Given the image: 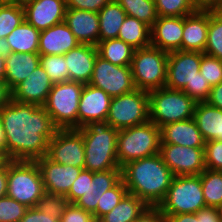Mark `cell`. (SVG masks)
I'll list each match as a JSON object with an SVG mask.
<instances>
[{
  "instance_id": "29",
  "label": "cell",
  "mask_w": 222,
  "mask_h": 222,
  "mask_svg": "<svg viewBox=\"0 0 222 222\" xmlns=\"http://www.w3.org/2000/svg\"><path fill=\"white\" fill-rule=\"evenodd\" d=\"M147 207L136 195L127 193L117 206L97 222H134Z\"/></svg>"
},
{
  "instance_id": "18",
  "label": "cell",
  "mask_w": 222,
  "mask_h": 222,
  "mask_svg": "<svg viewBox=\"0 0 222 222\" xmlns=\"http://www.w3.org/2000/svg\"><path fill=\"white\" fill-rule=\"evenodd\" d=\"M53 87L48 74L38 65L37 68L11 91V99L20 103L44 106Z\"/></svg>"
},
{
  "instance_id": "22",
  "label": "cell",
  "mask_w": 222,
  "mask_h": 222,
  "mask_svg": "<svg viewBox=\"0 0 222 222\" xmlns=\"http://www.w3.org/2000/svg\"><path fill=\"white\" fill-rule=\"evenodd\" d=\"M209 27V10H197L183 17L181 51L204 53Z\"/></svg>"
},
{
  "instance_id": "11",
  "label": "cell",
  "mask_w": 222,
  "mask_h": 222,
  "mask_svg": "<svg viewBox=\"0 0 222 222\" xmlns=\"http://www.w3.org/2000/svg\"><path fill=\"white\" fill-rule=\"evenodd\" d=\"M203 53L173 51L168 54L167 81L165 87L182 90L194 100V80L200 71Z\"/></svg>"
},
{
  "instance_id": "25",
  "label": "cell",
  "mask_w": 222,
  "mask_h": 222,
  "mask_svg": "<svg viewBox=\"0 0 222 222\" xmlns=\"http://www.w3.org/2000/svg\"><path fill=\"white\" fill-rule=\"evenodd\" d=\"M80 42L65 22L40 32L39 55H64L77 47Z\"/></svg>"
},
{
  "instance_id": "62",
  "label": "cell",
  "mask_w": 222,
  "mask_h": 222,
  "mask_svg": "<svg viewBox=\"0 0 222 222\" xmlns=\"http://www.w3.org/2000/svg\"><path fill=\"white\" fill-rule=\"evenodd\" d=\"M219 211H220V215L222 216V204H221V206L219 207Z\"/></svg>"
},
{
  "instance_id": "17",
  "label": "cell",
  "mask_w": 222,
  "mask_h": 222,
  "mask_svg": "<svg viewBox=\"0 0 222 222\" xmlns=\"http://www.w3.org/2000/svg\"><path fill=\"white\" fill-rule=\"evenodd\" d=\"M23 9L25 21L41 32L64 22L66 0H35Z\"/></svg>"
},
{
  "instance_id": "23",
  "label": "cell",
  "mask_w": 222,
  "mask_h": 222,
  "mask_svg": "<svg viewBox=\"0 0 222 222\" xmlns=\"http://www.w3.org/2000/svg\"><path fill=\"white\" fill-rule=\"evenodd\" d=\"M64 22L80 44L96 46L99 43L98 13L87 10L66 9Z\"/></svg>"
},
{
  "instance_id": "9",
  "label": "cell",
  "mask_w": 222,
  "mask_h": 222,
  "mask_svg": "<svg viewBox=\"0 0 222 222\" xmlns=\"http://www.w3.org/2000/svg\"><path fill=\"white\" fill-rule=\"evenodd\" d=\"M84 83L67 81L53 84L44 105L58 129H78L79 101Z\"/></svg>"
},
{
  "instance_id": "3",
  "label": "cell",
  "mask_w": 222,
  "mask_h": 222,
  "mask_svg": "<svg viewBox=\"0 0 222 222\" xmlns=\"http://www.w3.org/2000/svg\"><path fill=\"white\" fill-rule=\"evenodd\" d=\"M79 130L84 140V169L91 172L121 169L116 155L118 129L107 121H97Z\"/></svg>"
},
{
  "instance_id": "44",
  "label": "cell",
  "mask_w": 222,
  "mask_h": 222,
  "mask_svg": "<svg viewBox=\"0 0 222 222\" xmlns=\"http://www.w3.org/2000/svg\"><path fill=\"white\" fill-rule=\"evenodd\" d=\"M60 222H96L93 214L69 203L66 207Z\"/></svg>"
},
{
  "instance_id": "36",
  "label": "cell",
  "mask_w": 222,
  "mask_h": 222,
  "mask_svg": "<svg viewBox=\"0 0 222 222\" xmlns=\"http://www.w3.org/2000/svg\"><path fill=\"white\" fill-rule=\"evenodd\" d=\"M24 20L23 6L17 3L0 5V38H6Z\"/></svg>"
},
{
  "instance_id": "5",
  "label": "cell",
  "mask_w": 222,
  "mask_h": 222,
  "mask_svg": "<svg viewBox=\"0 0 222 222\" xmlns=\"http://www.w3.org/2000/svg\"><path fill=\"white\" fill-rule=\"evenodd\" d=\"M45 193L36 161H8L7 196L31 208Z\"/></svg>"
},
{
  "instance_id": "34",
  "label": "cell",
  "mask_w": 222,
  "mask_h": 222,
  "mask_svg": "<svg viewBox=\"0 0 222 222\" xmlns=\"http://www.w3.org/2000/svg\"><path fill=\"white\" fill-rule=\"evenodd\" d=\"M128 16L143 21L150 27L158 19L154 0H114Z\"/></svg>"
},
{
  "instance_id": "40",
  "label": "cell",
  "mask_w": 222,
  "mask_h": 222,
  "mask_svg": "<svg viewBox=\"0 0 222 222\" xmlns=\"http://www.w3.org/2000/svg\"><path fill=\"white\" fill-rule=\"evenodd\" d=\"M69 201L65 196L45 193L36 204V208L52 218L61 219Z\"/></svg>"
},
{
  "instance_id": "51",
  "label": "cell",
  "mask_w": 222,
  "mask_h": 222,
  "mask_svg": "<svg viewBox=\"0 0 222 222\" xmlns=\"http://www.w3.org/2000/svg\"><path fill=\"white\" fill-rule=\"evenodd\" d=\"M210 106L222 110V82L218 85L212 86L209 98L206 101Z\"/></svg>"
},
{
  "instance_id": "1",
  "label": "cell",
  "mask_w": 222,
  "mask_h": 222,
  "mask_svg": "<svg viewBox=\"0 0 222 222\" xmlns=\"http://www.w3.org/2000/svg\"><path fill=\"white\" fill-rule=\"evenodd\" d=\"M9 160L36 161L46 156L57 131L44 106L10 100L0 109Z\"/></svg>"
},
{
  "instance_id": "45",
  "label": "cell",
  "mask_w": 222,
  "mask_h": 222,
  "mask_svg": "<svg viewBox=\"0 0 222 222\" xmlns=\"http://www.w3.org/2000/svg\"><path fill=\"white\" fill-rule=\"evenodd\" d=\"M113 0H66V9L87 10L98 13Z\"/></svg>"
},
{
  "instance_id": "41",
  "label": "cell",
  "mask_w": 222,
  "mask_h": 222,
  "mask_svg": "<svg viewBox=\"0 0 222 222\" xmlns=\"http://www.w3.org/2000/svg\"><path fill=\"white\" fill-rule=\"evenodd\" d=\"M199 72L211 87L218 85L222 82V60L203 53Z\"/></svg>"
},
{
  "instance_id": "20",
  "label": "cell",
  "mask_w": 222,
  "mask_h": 222,
  "mask_svg": "<svg viewBox=\"0 0 222 222\" xmlns=\"http://www.w3.org/2000/svg\"><path fill=\"white\" fill-rule=\"evenodd\" d=\"M183 17H158L151 26V46L167 53L181 51Z\"/></svg>"
},
{
  "instance_id": "6",
  "label": "cell",
  "mask_w": 222,
  "mask_h": 222,
  "mask_svg": "<svg viewBox=\"0 0 222 222\" xmlns=\"http://www.w3.org/2000/svg\"><path fill=\"white\" fill-rule=\"evenodd\" d=\"M196 102L182 90L163 87L149 92L150 121L159 128L193 118Z\"/></svg>"
},
{
  "instance_id": "46",
  "label": "cell",
  "mask_w": 222,
  "mask_h": 222,
  "mask_svg": "<svg viewBox=\"0 0 222 222\" xmlns=\"http://www.w3.org/2000/svg\"><path fill=\"white\" fill-rule=\"evenodd\" d=\"M87 188V169H82L78 178L72 184L68 194L65 196L69 203L74 204L84 195Z\"/></svg>"
},
{
  "instance_id": "54",
  "label": "cell",
  "mask_w": 222,
  "mask_h": 222,
  "mask_svg": "<svg viewBox=\"0 0 222 222\" xmlns=\"http://www.w3.org/2000/svg\"><path fill=\"white\" fill-rule=\"evenodd\" d=\"M8 187V163L0 168V198L6 196Z\"/></svg>"
},
{
  "instance_id": "14",
  "label": "cell",
  "mask_w": 222,
  "mask_h": 222,
  "mask_svg": "<svg viewBox=\"0 0 222 222\" xmlns=\"http://www.w3.org/2000/svg\"><path fill=\"white\" fill-rule=\"evenodd\" d=\"M159 154L174 176L200 175L206 169L204 148L160 144Z\"/></svg>"
},
{
  "instance_id": "31",
  "label": "cell",
  "mask_w": 222,
  "mask_h": 222,
  "mask_svg": "<svg viewBox=\"0 0 222 222\" xmlns=\"http://www.w3.org/2000/svg\"><path fill=\"white\" fill-rule=\"evenodd\" d=\"M40 31L25 20L7 37L11 51L15 53H38Z\"/></svg>"
},
{
  "instance_id": "21",
  "label": "cell",
  "mask_w": 222,
  "mask_h": 222,
  "mask_svg": "<svg viewBox=\"0 0 222 222\" xmlns=\"http://www.w3.org/2000/svg\"><path fill=\"white\" fill-rule=\"evenodd\" d=\"M97 47L90 44H79L64 54L69 71V81L88 84L93 75Z\"/></svg>"
},
{
  "instance_id": "15",
  "label": "cell",
  "mask_w": 222,
  "mask_h": 222,
  "mask_svg": "<svg viewBox=\"0 0 222 222\" xmlns=\"http://www.w3.org/2000/svg\"><path fill=\"white\" fill-rule=\"evenodd\" d=\"M46 193L66 196L82 168L62 165L47 156L36 160Z\"/></svg>"
},
{
  "instance_id": "59",
  "label": "cell",
  "mask_w": 222,
  "mask_h": 222,
  "mask_svg": "<svg viewBox=\"0 0 222 222\" xmlns=\"http://www.w3.org/2000/svg\"><path fill=\"white\" fill-rule=\"evenodd\" d=\"M9 159L5 154V151H3L0 148V168L4 167L8 163Z\"/></svg>"
},
{
  "instance_id": "43",
  "label": "cell",
  "mask_w": 222,
  "mask_h": 222,
  "mask_svg": "<svg viewBox=\"0 0 222 222\" xmlns=\"http://www.w3.org/2000/svg\"><path fill=\"white\" fill-rule=\"evenodd\" d=\"M204 155L206 169L222 171V141L205 142Z\"/></svg>"
},
{
  "instance_id": "61",
  "label": "cell",
  "mask_w": 222,
  "mask_h": 222,
  "mask_svg": "<svg viewBox=\"0 0 222 222\" xmlns=\"http://www.w3.org/2000/svg\"><path fill=\"white\" fill-rule=\"evenodd\" d=\"M15 3V0H0V5H8Z\"/></svg>"
},
{
  "instance_id": "42",
  "label": "cell",
  "mask_w": 222,
  "mask_h": 222,
  "mask_svg": "<svg viewBox=\"0 0 222 222\" xmlns=\"http://www.w3.org/2000/svg\"><path fill=\"white\" fill-rule=\"evenodd\" d=\"M28 207L9 196L0 198V222H19Z\"/></svg>"
},
{
  "instance_id": "27",
  "label": "cell",
  "mask_w": 222,
  "mask_h": 222,
  "mask_svg": "<svg viewBox=\"0 0 222 222\" xmlns=\"http://www.w3.org/2000/svg\"><path fill=\"white\" fill-rule=\"evenodd\" d=\"M193 119L205 142L222 141V110L207 102H197Z\"/></svg>"
},
{
  "instance_id": "19",
  "label": "cell",
  "mask_w": 222,
  "mask_h": 222,
  "mask_svg": "<svg viewBox=\"0 0 222 222\" xmlns=\"http://www.w3.org/2000/svg\"><path fill=\"white\" fill-rule=\"evenodd\" d=\"M121 180V169H110L104 172L87 170V188L84 195L74 204L87 212L94 213L101 196Z\"/></svg>"
},
{
  "instance_id": "60",
  "label": "cell",
  "mask_w": 222,
  "mask_h": 222,
  "mask_svg": "<svg viewBox=\"0 0 222 222\" xmlns=\"http://www.w3.org/2000/svg\"><path fill=\"white\" fill-rule=\"evenodd\" d=\"M32 1H35V0H15V3H17V4L21 5V6H24L27 3H30Z\"/></svg>"
},
{
  "instance_id": "47",
  "label": "cell",
  "mask_w": 222,
  "mask_h": 222,
  "mask_svg": "<svg viewBox=\"0 0 222 222\" xmlns=\"http://www.w3.org/2000/svg\"><path fill=\"white\" fill-rule=\"evenodd\" d=\"M210 84L205 80L200 72H197V77L194 80V101L206 102L210 95Z\"/></svg>"
},
{
  "instance_id": "13",
  "label": "cell",
  "mask_w": 222,
  "mask_h": 222,
  "mask_svg": "<svg viewBox=\"0 0 222 222\" xmlns=\"http://www.w3.org/2000/svg\"><path fill=\"white\" fill-rule=\"evenodd\" d=\"M46 156L59 164L84 169V140L79 129H57L49 141Z\"/></svg>"
},
{
  "instance_id": "35",
  "label": "cell",
  "mask_w": 222,
  "mask_h": 222,
  "mask_svg": "<svg viewBox=\"0 0 222 222\" xmlns=\"http://www.w3.org/2000/svg\"><path fill=\"white\" fill-rule=\"evenodd\" d=\"M204 53L222 60V14L218 10H209V27Z\"/></svg>"
},
{
  "instance_id": "52",
  "label": "cell",
  "mask_w": 222,
  "mask_h": 222,
  "mask_svg": "<svg viewBox=\"0 0 222 222\" xmlns=\"http://www.w3.org/2000/svg\"><path fill=\"white\" fill-rule=\"evenodd\" d=\"M197 10H218L221 7L222 0H193Z\"/></svg>"
},
{
  "instance_id": "10",
  "label": "cell",
  "mask_w": 222,
  "mask_h": 222,
  "mask_svg": "<svg viewBox=\"0 0 222 222\" xmlns=\"http://www.w3.org/2000/svg\"><path fill=\"white\" fill-rule=\"evenodd\" d=\"M149 120V92L135 89L111 99L106 119L110 126L120 130Z\"/></svg>"
},
{
  "instance_id": "39",
  "label": "cell",
  "mask_w": 222,
  "mask_h": 222,
  "mask_svg": "<svg viewBox=\"0 0 222 222\" xmlns=\"http://www.w3.org/2000/svg\"><path fill=\"white\" fill-rule=\"evenodd\" d=\"M127 193L128 190L122 179L113 188L106 191L99 199L97 209L93 213L95 221L97 222L102 216L109 213Z\"/></svg>"
},
{
  "instance_id": "55",
  "label": "cell",
  "mask_w": 222,
  "mask_h": 222,
  "mask_svg": "<svg viewBox=\"0 0 222 222\" xmlns=\"http://www.w3.org/2000/svg\"><path fill=\"white\" fill-rule=\"evenodd\" d=\"M11 100V91L5 81H0V109Z\"/></svg>"
},
{
  "instance_id": "8",
  "label": "cell",
  "mask_w": 222,
  "mask_h": 222,
  "mask_svg": "<svg viewBox=\"0 0 222 222\" xmlns=\"http://www.w3.org/2000/svg\"><path fill=\"white\" fill-rule=\"evenodd\" d=\"M168 54L151 45L134 51L131 69L136 89L150 92L165 87Z\"/></svg>"
},
{
  "instance_id": "7",
  "label": "cell",
  "mask_w": 222,
  "mask_h": 222,
  "mask_svg": "<svg viewBox=\"0 0 222 222\" xmlns=\"http://www.w3.org/2000/svg\"><path fill=\"white\" fill-rule=\"evenodd\" d=\"M157 207L164 215L197 213L206 207L200 175L174 176Z\"/></svg>"
},
{
  "instance_id": "33",
  "label": "cell",
  "mask_w": 222,
  "mask_h": 222,
  "mask_svg": "<svg viewBox=\"0 0 222 222\" xmlns=\"http://www.w3.org/2000/svg\"><path fill=\"white\" fill-rule=\"evenodd\" d=\"M200 179L206 206L219 208L222 204V171L205 169Z\"/></svg>"
},
{
  "instance_id": "57",
  "label": "cell",
  "mask_w": 222,
  "mask_h": 222,
  "mask_svg": "<svg viewBox=\"0 0 222 222\" xmlns=\"http://www.w3.org/2000/svg\"><path fill=\"white\" fill-rule=\"evenodd\" d=\"M0 148L5 151V154L7 156V143H6V134L4 131V127L1 122L0 118Z\"/></svg>"
},
{
  "instance_id": "32",
  "label": "cell",
  "mask_w": 222,
  "mask_h": 222,
  "mask_svg": "<svg viewBox=\"0 0 222 222\" xmlns=\"http://www.w3.org/2000/svg\"><path fill=\"white\" fill-rule=\"evenodd\" d=\"M98 56L118 66H131L135 49L124 41L114 38L100 41L97 45Z\"/></svg>"
},
{
  "instance_id": "12",
  "label": "cell",
  "mask_w": 222,
  "mask_h": 222,
  "mask_svg": "<svg viewBox=\"0 0 222 222\" xmlns=\"http://www.w3.org/2000/svg\"><path fill=\"white\" fill-rule=\"evenodd\" d=\"M102 89L110 97H118L136 89L131 66H118L96 57L93 75L88 83Z\"/></svg>"
},
{
  "instance_id": "30",
  "label": "cell",
  "mask_w": 222,
  "mask_h": 222,
  "mask_svg": "<svg viewBox=\"0 0 222 222\" xmlns=\"http://www.w3.org/2000/svg\"><path fill=\"white\" fill-rule=\"evenodd\" d=\"M150 31L151 27L149 25L135 17L127 15L122 23L117 38L124 41L135 50L146 48L151 45Z\"/></svg>"
},
{
  "instance_id": "50",
  "label": "cell",
  "mask_w": 222,
  "mask_h": 222,
  "mask_svg": "<svg viewBox=\"0 0 222 222\" xmlns=\"http://www.w3.org/2000/svg\"><path fill=\"white\" fill-rule=\"evenodd\" d=\"M197 219L200 222H222L219 208L204 207L196 213Z\"/></svg>"
},
{
  "instance_id": "26",
  "label": "cell",
  "mask_w": 222,
  "mask_h": 222,
  "mask_svg": "<svg viewBox=\"0 0 222 222\" xmlns=\"http://www.w3.org/2000/svg\"><path fill=\"white\" fill-rule=\"evenodd\" d=\"M40 65L39 53L11 52L5 57V78L7 87L12 91Z\"/></svg>"
},
{
  "instance_id": "37",
  "label": "cell",
  "mask_w": 222,
  "mask_h": 222,
  "mask_svg": "<svg viewBox=\"0 0 222 222\" xmlns=\"http://www.w3.org/2000/svg\"><path fill=\"white\" fill-rule=\"evenodd\" d=\"M40 65L53 84L69 81V71L64 55H40Z\"/></svg>"
},
{
  "instance_id": "16",
  "label": "cell",
  "mask_w": 222,
  "mask_h": 222,
  "mask_svg": "<svg viewBox=\"0 0 222 222\" xmlns=\"http://www.w3.org/2000/svg\"><path fill=\"white\" fill-rule=\"evenodd\" d=\"M111 99L102 89L84 84L79 101L78 129L90 122L106 121Z\"/></svg>"
},
{
  "instance_id": "49",
  "label": "cell",
  "mask_w": 222,
  "mask_h": 222,
  "mask_svg": "<svg viewBox=\"0 0 222 222\" xmlns=\"http://www.w3.org/2000/svg\"><path fill=\"white\" fill-rule=\"evenodd\" d=\"M60 220L40 212L36 207H31L19 222H60Z\"/></svg>"
},
{
  "instance_id": "63",
  "label": "cell",
  "mask_w": 222,
  "mask_h": 222,
  "mask_svg": "<svg viewBox=\"0 0 222 222\" xmlns=\"http://www.w3.org/2000/svg\"><path fill=\"white\" fill-rule=\"evenodd\" d=\"M218 11L222 14V5H221V7L218 9Z\"/></svg>"
},
{
  "instance_id": "58",
  "label": "cell",
  "mask_w": 222,
  "mask_h": 222,
  "mask_svg": "<svg viewBox=\"0 0 222 222\" xmlns=\"http://www.w3.org/2000/svg\"><path fill=\"white\" fill-rule=\"evenodd\" d=\"M5 78V57L0 55V81Z\"/></svg>"
},
{
  "instance_id": "2",
  "label": "cell",
  "mask_w": 222,
  "mask_h": 222,
  "mask_svg": "<svg viewBox=\"0 0 222 222\" xmlns=\"http://www.w3.org/2000/svg\"><path fill=\"white\" fill-rule=\"evenodd\" d=\"M173 178L174 174L160 154L129 162L121 168V179L128 193L136 195L148 206L160 204Z\"/></svg>"
},
{
  "instance_id": "48",
  "label": "cell",
  "mask_w": 222,
  "mask_h": 222,
  "mask_svg": "<svg viewBox=\"0 0 222 222\" xmlns=\"http://www.w3.org/2000/svg\"><path fill=\"white\" fill-rule=\"evenodd\" d=\"M134 222H166V217L157 206H148Z\"/></svg>"
},
{
  "instance_id": "53",
  "label": "cell",
  "mask_w": 222,
  "mask_h": 222,
  "mask_svg": "<svg viewBox=\"0 0 222 222\" xmlns=\"http://www.w3.org/2000/svg\"><path fill=\"white\" fill-rule=\"evenodd\" d=\"M166 222H200L196 213H184L178 215H165Z\"/></svg>"
},
{
  "instance_id": "4",
  "label": "cell",
  "mask_w": 222,
  "mask_h": 222,
  "mask_svg": "<svg viewBox=\"0 0 222 222\" xmlns=\"http://www.w3.org/2000/svg\"><path fill=\"white\" fill-rule=\"evenodd\" d=\"M160 128L150 120L133 127L120 129L116 155L120 168L125 164L159 154Z\"/></svg>"
},
{
  "instance_id": "28",
  "label": "cell",
  "mask_w": 222,
  "mask_h": 222,
  "mask_svg": "<svg viewBox=\"0 0 222 222\" xmlns=\"http://www.w3.org/2000/svg\"><path fill=\"white\" fill-rule=\"evenodd\" d=\"M99 42L117 38L127 14L114 0L106 4L99 12Z\"/></svg>"
},
{
  "instance_id": "24",
  "label": "cell",
  "mask_w": 222,
  "mask_h": 222,
  "mask_svg": "<svg viewBox=\"0 0 222 222\" xmlns=\"http://www.w3.org/2000/svg\"><path fill=\"white\" fill-rule=\"evenodd\" d=\"M161 144L204 148L205 141L193 118L168 123L160 127Z\"/></svg>"
},
{
  "instance_id": "56",
  "label": "cell",
  "mask_w": 222,
  "mask_h": 222,
  "mask_svg": "<svg viewBox=\"0 0 222 222\" xmlns=\"http://www.w3.org/2000/svg\"><path fill=\"white\" fill-rule=\"evenodd\" d=\"M10 45L7 42L6 38H0V55L1 56H8L11 53Z\"/></svg>"
},
{
  "instance_id": "38",
  "label": "cell",
  "mask_w": 222,
  "mask_h": 222,
  "mask_svg": "<svg viewBox=\"0 0 222 222\" xmlns=\"http://www.w3.org/2000/svg\"><path fill=\"white\" fill-rule=\"evenodd\" d=\"M158 17H184L197 11L193 0H154Z\"/></svg>"
}]
</instances>
